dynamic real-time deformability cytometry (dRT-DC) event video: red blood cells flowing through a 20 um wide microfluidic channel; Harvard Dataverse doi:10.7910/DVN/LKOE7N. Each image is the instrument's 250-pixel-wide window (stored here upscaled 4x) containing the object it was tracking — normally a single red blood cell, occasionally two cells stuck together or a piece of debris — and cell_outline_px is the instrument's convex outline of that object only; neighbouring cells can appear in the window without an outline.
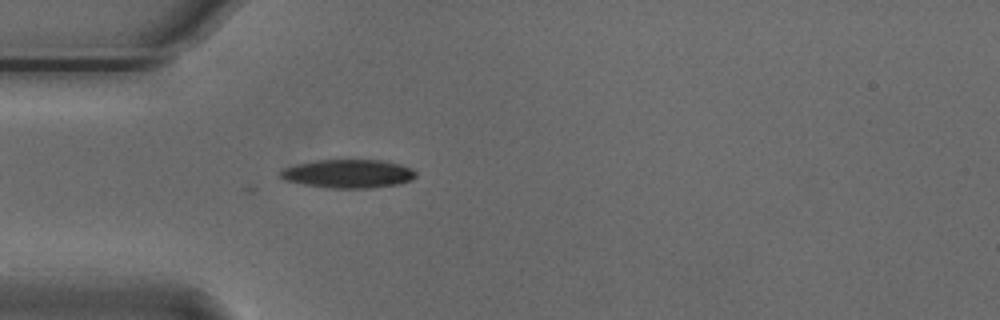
{"species": "Egyptian fruit bat (a non-hibernating species)", "species_latin": "Rousettus aegyptiacus", "temperature_condition": "cold", "stored_images_in_passage": 28, "camera_frame_rate_fps": 3000, "um_per_image_px": 0.085, "animal": {"sex": "male"}, "frame": {"image": 1, "passage_image": 5, "time_ms": 1.333, "image_size_px": [1000, 320], "cell_outline_px": [[416, 176], [412, 180], [400, 184], [372, 188], [332, 188], [304, 184], [284, 180], [280, 176], [280, 172], [284, 168], [296, 164], [316, 160], [380, 160], [400, 164], [412, 168], [416, 172]], "centroid_in_image_um": [29.63, 14.76], "position_along_channel_um": 55.4, "area_um2": 22.54}}
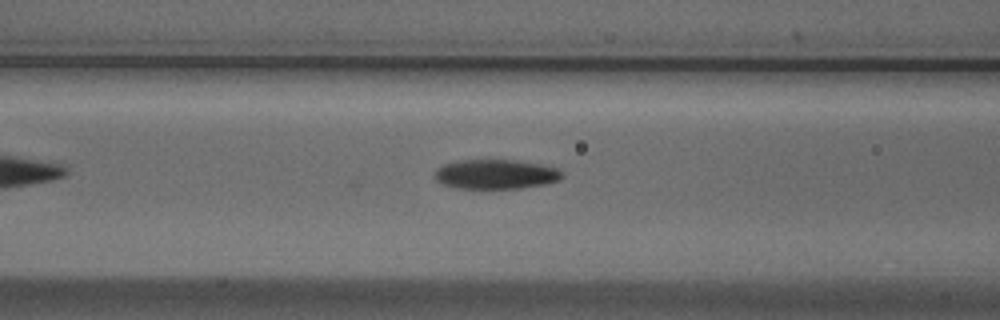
{"frame": {"image": 2, "passage_image": 11, "time_ms": 3.333, "image_size_px": [1000, 320], "cell_outline_px": [[564, 176], [560, 180], [544, 184], [520, 188], [456, 188], [440, 184], [432, 176], [436, 168], [444, 164], [456, 160], [516, 160], [544, 164], [556, 168], [564, 172]], "centroid_in_image_um": [42.12, 14.8], "position_along_channel_um": 124.5, "area_um2": 22.31}}
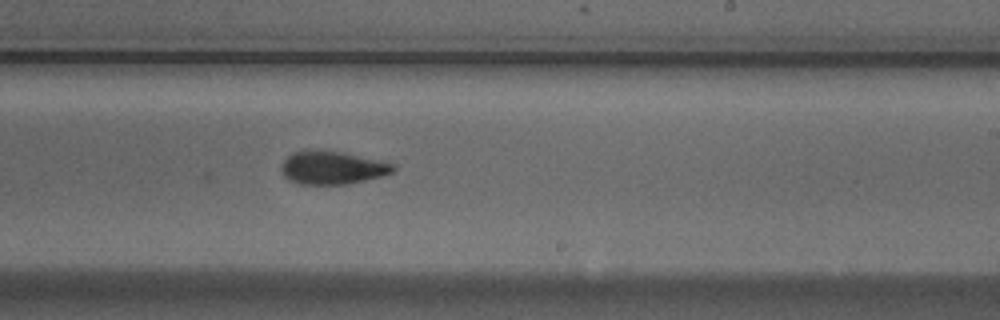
{"frame": {"image": 3, "passage_image": 22, "time_ms": 7.0, "image_size_px": [1000, 320], "cell_outline_px": [[396, 168], [392, 172], [384, 176], [348, 184], [300, 184], [288, 180], [284, 176], [280, 168], [284, 160], [292, 152], [304, 148], [312, 148], [344, 152], [380, 160], [392, 164]], "centroid_in_image_um": [28.21, 14.23], "position_along_channel_um": 260.8, "area_um2": 22.08}}